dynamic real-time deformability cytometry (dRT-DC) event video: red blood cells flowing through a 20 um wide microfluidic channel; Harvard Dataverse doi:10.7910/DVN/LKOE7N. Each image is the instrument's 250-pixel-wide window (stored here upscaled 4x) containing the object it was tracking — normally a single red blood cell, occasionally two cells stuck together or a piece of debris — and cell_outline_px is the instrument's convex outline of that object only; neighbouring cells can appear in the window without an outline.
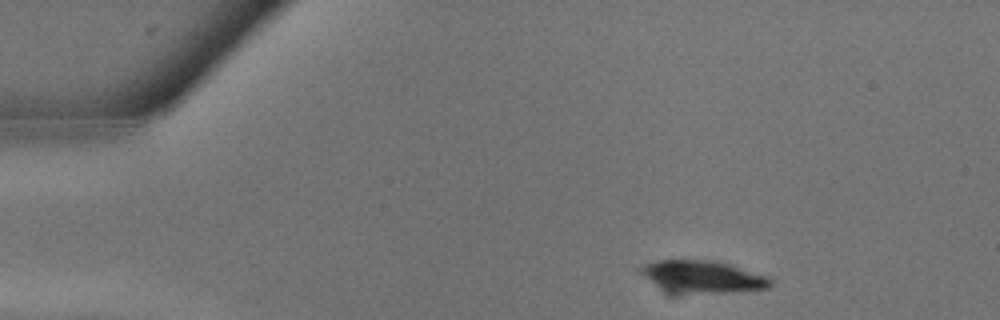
{"species": "common noctule bat (a hibernating species)", "species_latin": "Nyctalus noctula", "temperature_condition": "warm", "stored_images_in_passage": 12, "camera_frame_rate_fps": 3000, "um_per_image_px": 0.085, "animal": {"sex": "male", "body_mass_g": 13.3}, "frame": {"image": 1, "passage_image": 3, "time_ms": 0.667, "image_size_px": [1000, 320], "cell_outline_px": [[772, 284], [768, 288], [672, 292], [644, 276], [640, 272], [640, 268], [644, 264], [652, 260], [680, 256], [688, 256], [716, 260], [732, 264], [768, 276], [772, 280]], "centroid_in_image_um": [59.66, 23.38], "position_along_channel_um": 25.3, "area_um2": 24.22}}
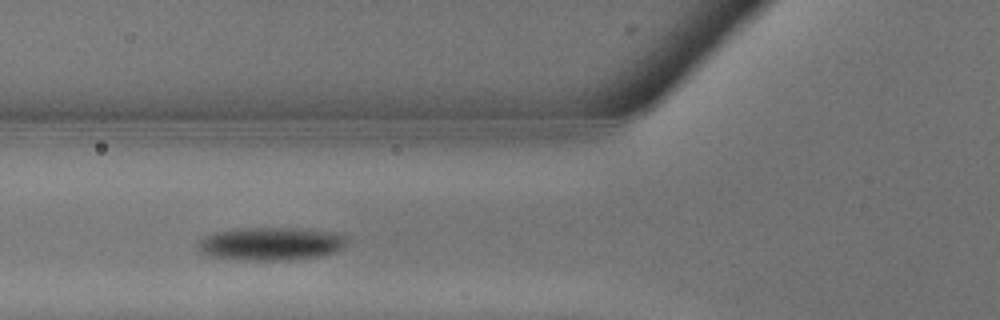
{"frame": {"image": 2, "passage_image": 9, "time_ms": 2.667, "image_size_px": [1000, 320], "cell_outline_px": [[348, 240], [344, 248], [336, 252], [320, 256], [276, 260], [244, 260], [208, 256], [200, 248], [200, 240], [204, 236], [212, 232], [240, 228], [300, 228], [336, 232], [348, 236]], "centroid_in_image_um": [23.1, 20.7], "position_along_channel_um": 102.7, "area_um2": 28.78}}
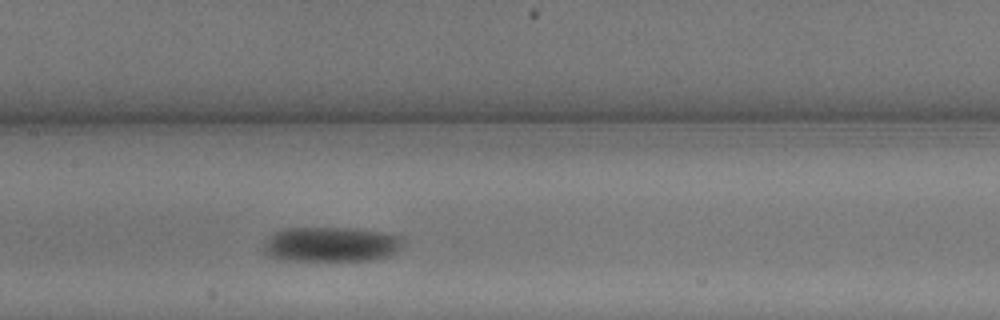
{"frame": {"image": 3, "passage_image": 12, "time_ms": 3.667, "image_size_px": [1000, 320], "cell_outline_px": [[404, 240], [400, 248], [396, 252], [388, 256], [372, 260], [284, 260], [272, 256], [264, 252], [264, 240], [268, 236], [284, 228], [348, 228], [404, 236]], "centroid_in_image_um": [28.14, 20.77], "position_along_channel_um": 179.3, "area_um2": 28.15}}